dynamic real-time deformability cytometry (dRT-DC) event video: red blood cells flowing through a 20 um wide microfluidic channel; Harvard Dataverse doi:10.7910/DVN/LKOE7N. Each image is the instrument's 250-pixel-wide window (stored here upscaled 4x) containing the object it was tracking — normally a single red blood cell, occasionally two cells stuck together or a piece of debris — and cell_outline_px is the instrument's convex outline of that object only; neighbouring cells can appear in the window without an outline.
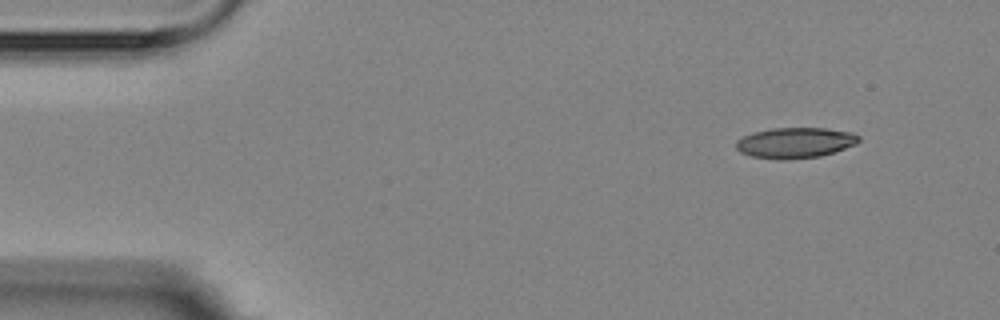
{"species": "Egyptian fruit bat (a non-hibernating species)", "species_latin": "Rousettus aegyptiacus", "temperature_condition": "room temperature", "stored_images_in_passage": 4, "camera_frame_rate_fps": 3000, "um_per_image_px": 0.085, "animal": {"sex": "female"}, "frame": {"image": 1, "passage_image": 1, "time_ms": 0.0, "image_size_px": [1000, 320], "cell_outline_px": [[860, 140], [856, 144], [820, 156], [788, 160], [776, 160], [752, 156], [740, 152], [736, 148], [736, 140], [752, 132], [772, 128], [824, 128], [852, 132], [860, 136]], "centroid_in_image_um": [67.57, 12.14], "position_along_channel_um": 17.4, "area_um2": 21.96}}